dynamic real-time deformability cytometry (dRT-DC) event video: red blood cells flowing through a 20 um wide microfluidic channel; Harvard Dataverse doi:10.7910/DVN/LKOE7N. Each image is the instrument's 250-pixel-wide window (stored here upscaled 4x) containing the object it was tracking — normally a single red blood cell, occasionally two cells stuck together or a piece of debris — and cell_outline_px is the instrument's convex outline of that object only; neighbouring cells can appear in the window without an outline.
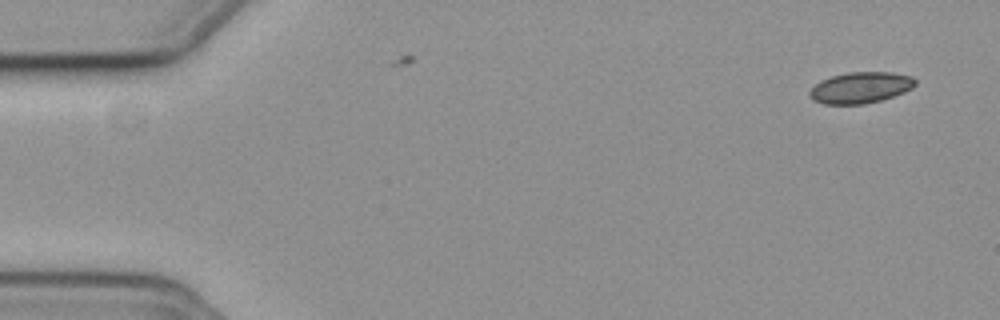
{"species": "common noctule bat (a hibernating species)", "species_latin": "Nyctalus noctula", "temperature_condition": "cold", "stored_images_in_passage": 3, "camera_frame_rate_fps": 3000, "um_per_image_px": 0.085, "animal": {"sex": "female", "body_mass_g": 19.3, "forearm_length_mm": 54.1}, "frame": {"image": 1, "passage_image": 1, "time_ms": 0.0, "image_size_px": [1000, 320], "cell_outline_px": [[916, 84], [912, 88], [904, 92], [880, 100], [864, 104], [824, 104], [812, 100], [808, 96], [808, 92], [820, 80], [832, 76], [848, 72], [892, 72], [912, 76], [916, 80]], "centroid_in_image_um": [73.13, 7.44], "position_along_channel_um": 11.9, "area_um2": 19.25}}